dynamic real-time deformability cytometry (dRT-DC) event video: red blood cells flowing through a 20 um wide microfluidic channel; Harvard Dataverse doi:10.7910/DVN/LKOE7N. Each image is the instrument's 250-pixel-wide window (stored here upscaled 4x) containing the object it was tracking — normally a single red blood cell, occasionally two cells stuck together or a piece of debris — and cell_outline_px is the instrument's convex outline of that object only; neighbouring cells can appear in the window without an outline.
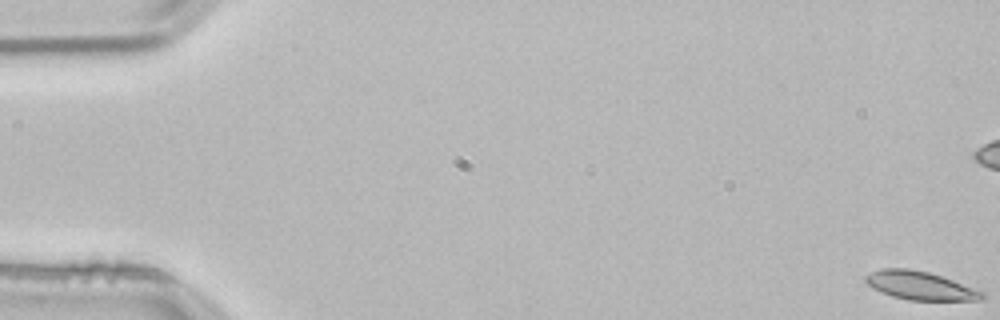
{"species": "common noctule bat (a hibernating species)", "species_latin": "Nyctalus noctula", "temperature_condition": "room temperature", "stored_images_in_passage": 55, "camera_frame_rate_fps": 3000, "um_per_image_px": 0.085, "animal": {"sex": "male", "body_mass_g": 21.5, "forearm_length_mm": 52.0}, "frame": {"image": 1, "passage_image": 1, "time_ms": 0.0, "image_size_px": [1000, 320], "cell_outline_px": [[984, 296], [980, 300], [908, 300], [892, 296], [868, 284], [864, 280], [864, 276], [880, 268], [908, 268], [928, 272], [952, 280], [984, 292]], "centroid_in_image_um": [78.2, 24.27], "position_along_channel_um": 6.8, "area_um2": 18.9}}
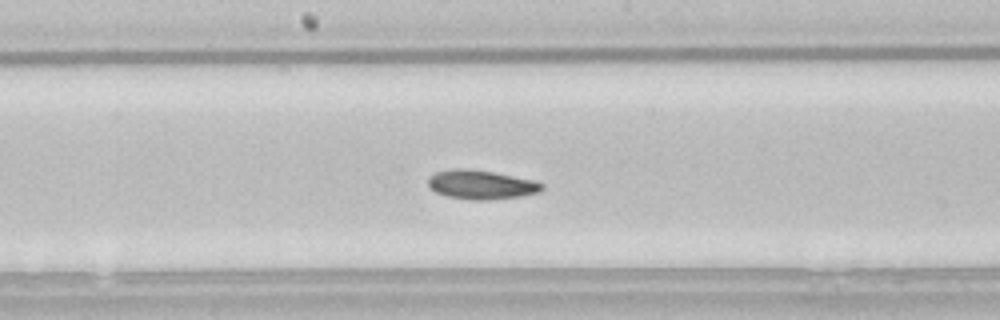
{"frame": {"image": 2, "passage_image": 29, "time_ms": 9.333, "image_size_px": [1000, 320], "cell_outline_px": [[544, 188], [540, 192], [520, 196], [488, 200], [472, 200], [448, 196], [436, 192], [428, 184], [428, 176], [436, 172], [452, 168], [468, 168], [492, 172], [536, 180], [544, 184]], "centroid_in_image_um": [40.92, 15.68], "position_along_channel_um": 207.3, "area_um2": 19.36}}
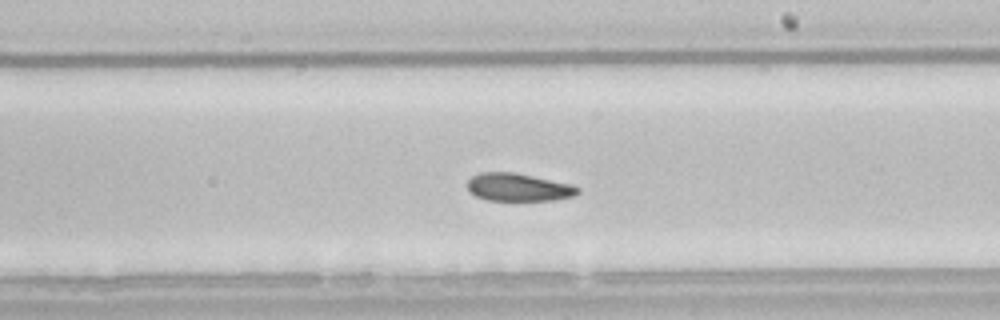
{"frame": {"image": 3, "passage_image": 32, "time_ms": 10.333, "image_size_px": [1000, 320], "cell_outline_px": [[580, 192], [572, 196], [556, 200], [488, 200], [476, 196], [468, 192], [468, 180], [472, 176], [480, 172], [516, 172], [572, 184], [580, 188]], "centroid_in_image_um": [44.07, 15.91], "position_along_channel_um": 244.9, "area_um2": 18.03}, "authors_computed_cell_mechanics": {"area_um2": 19.1318, "velocity_mm_per_s": 3.78, "shape_relaxation_time_tau1_ms": 7.6808, "shape_relaxation_time_tau2_ms": 3.9468, "deformation_change_tau1": 0.1386, "deformation_change_tau2": 0.0889}}